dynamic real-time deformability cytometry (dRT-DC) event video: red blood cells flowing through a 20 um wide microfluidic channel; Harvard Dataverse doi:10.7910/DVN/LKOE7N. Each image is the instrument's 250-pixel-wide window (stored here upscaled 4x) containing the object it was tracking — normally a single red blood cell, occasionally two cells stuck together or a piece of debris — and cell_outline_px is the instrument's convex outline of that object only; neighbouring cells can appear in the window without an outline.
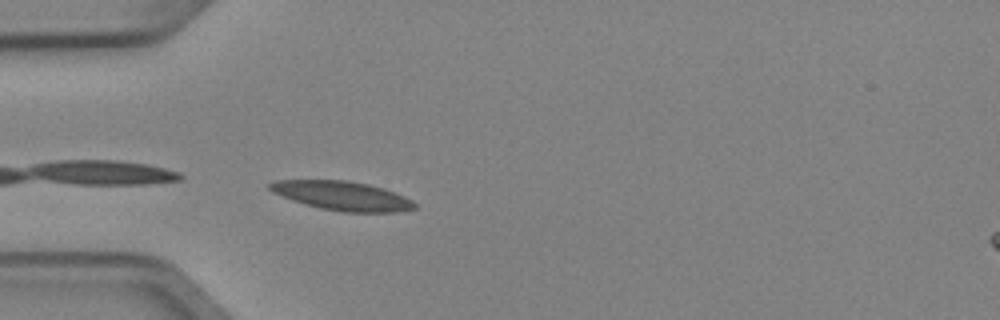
{"species": "Egyptian fruit bat (a non-hibernating species)", "species_latin": "Rousettus aegyptiacus", "temperature_condition": "cold", "stored_images_in_passage": 3, "camera_frame_rate_fps": 3000, "um_per_image_px": 0.085, "animal": {"sex": "female"}, "frame": {"image": 1, "passage_image": 3, "time_ms": 0.667, "image_size_px": [1000, 320], "cell_outline_px": [[416, 208], [396, 212], [344, 212], [320, 208], [304, 204], [292, 200], [272, 192], [268, 188], [268, 184], [272, 180], [348, 180], [368, 184], [384, 188], [404, 196], [412, 200], [416, 204]], "centroid_in_image_um": [29.07, 16.63], "position_along_channel_um": 55.9, "area_um2": 24.62}}